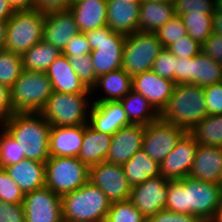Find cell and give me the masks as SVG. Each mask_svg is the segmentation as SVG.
<instances>
[{
	"instance_id": "obj_1",
	"label": "cell",
	"mask_w": 222,
	"mask_h": 222,
	"mask_svg": "<svg viewBox=\"0 0 222 222\" xmlns=\"http://www.w3.org/2000/svg\"><path fill=\"white\" fill-rule=\"evenodd\" d=\"M165 209L200 217L209 222L222 202V186L187 176L167 183Z\"/></svg>"
},
{
	"instance_id": "obj_2",
	"label": "cell",
	"mask_w": 222,
	"mask_h": 222,
	"mask_svg": "<svg viewBox=\"0 0 222 222\" xmlns=\"http://www.w3.org/2000/svg\"><path fill=\"white\" fill-rule=\"evenodd\" d=\"M51 125L40 113H14L5 130L18 142L25 159L45 163L49 159Z\"/></svg>"
},
{
	"instance_id": "obj_3",
	"label": "cell",
	"mask_w": 222,
	"mask_h": 222,
	"mask_svg": "<svg viewBox=\"0 0 222 222\" xmlns=\"http://www.w3.org/2000/svg\"><path fill=\"white\" fill-rule=\"evenodd\" d=\"M206 115L203 86L177 84L159 118L190 132Z\"/></svg>"
},
{
	"instance_id": "obj_4",
	"label": "cell",
	"mask_w": 222,
	"mask_h": 222,
	"mask_svg": "<svg viewBox=\"0 0 222 222\" xmlns=\"http://www.w3.org/2000/svg\"><path fill=\"white\" fill-rule=\"evenodd\" d=\"M61 198L62 217L68 222H105L111 205L104 192L90 181Z\"/></svg>"
},
{
	"instance_id": "obj_5",
	"label": "cell",
	"mask_w": 222,
	"mask_h": 222,
	"mask_svg": "<svg viewBox=\"0 0 222 222\" xmlns=\"http://www.w3.org/2000/svg\"><path fill=\"white\" fill-rule=\"evenodd\" d=\"M53 93L46 72L23 70L10 88L14 113H39Z\"/></svg>"
},
{
	"instance_id": "obj_6",
	"label": "cell",
	"mask_w": 222,
	"mask_h": 222,
	"mask_svg": "<svg viewBox=\"0 0 222 222\" xmlns=\"http://www.w3.org/2000/svg\"><path fill=\"white\" fill-rule=\"evenodd\" d=\"M89 94L91 93L68 94L53 91L39 113L51 126L86 125L89 123L88 112L92 105V102L87 98Z\"/></svg>"
},
{
	"instance_id": "obj_7",
	"label": "cell",
	"mask_w": 222,
	"mask_h": 222,
	"mask_svg": "<svg viewBox=\"0 0 222 222\" xmlns=\"http://www.w3.org/2000/svg\"><path fill=\"white\" fill-rule=\"evenodd\" d=\"M44 21L38 9L15 10L7 20L5 50L22 55L42 41Z\"/></svg>"
},
{
	"instance_id": "obj_8",
	"label": "cell",
	"mask_w": 222,
	"mask_h": 222,
	"mask_svg": "<svg viewBox=\"0 0 222 222\" xmlns=\"http://www.w3.org/2000/svg\"><path fill=\"white\" fill-rule=\"evenodd\" d=\"M90 45V57L96 77L122 68L126 35L113 32L108 26L84 33Z\"/></svg>"
},
{
	"instance_id": "obj_9",
	"label": "cell",
	"mask_w": 222,
	"mask_h": 222,
	"mask_svg": "<svg viewBox=\"0 0 222 222\" xmlns=\"http://www.w3.org/2000/svg\"><path fill=\"white\" fill-rule=\"evenodd\" d=\"M45 172V186L61 197L89 181V167L77 157H49Z\"/></svg>"
},
{
	"instance_id": "obj_10",
	"label": "cell",
	"mask_w": 222,
	"mask_h": 222,
	"mask_svg": "<svg viewBox=\"0 0 222 222\" xmlns=\"http://www.w3.org/2000/svg\"><path fill=\"white\" fill-rule=\"evenodd\" d=\"M163 49L155 33L137 31L126 35L122 69L131 77L150 71L155 58Z\"/></svg>"
},
{
	"instance_id": "obj_11",
	"label": "cell",
	"mask_w": 222,
	"mask_h": 222,
	"mask_svg": "<svg viewBox=\"0 0 222 222\" xmlns=\"http://www.w3.org/2000/svg\"><path fill=\"white\" fill-rule=\"evenodd\" d=\"M186 133L184 128L158 118L145 126L142 149L160 164Z\"/></svg>"
},
{
	"instance_id": "obj_12",
	"label": "cell",
	"mask_w": 222,
	"mask_h": 222,
	"mask_svg": "<svg viewBox=\"0 0 222 222\" xmlns=\"http://www.w3.org/2000/svg\"><path fill=\"white\" fill-rule=\"evenodd\" d=\"M89 181L99 187L111 203L128 200L132 186L122 165L101 162L89 167Z\"/></svg>"
},
{
	"instance_id": "obj_13",
	"label": "cell",
	"mask_w": 222,
	"mask_h": 222,
	"mask_svg": "<svg viewBox=\"0 0 222 222\" xmlns=\"http://www.w3.org/2000/svg\"><path fill=\"white\" fill-rule=\"evenodd\" d=\"M25 222H62V198L48 187L24 194Z\"/></svg>"
},
{
	"instance_id": "obj_14",
	"label": "cell",
	"mask_w": 222,
	"mask_h": 222,
	"mask_svg": "<svg viewBox=\"0 0 222 222\" xmlns=\"http://www.w3.org/2000/svg\"><path fill=\"white\" fill-rule=\"evenodd\" d=\"M168 181L159 175L132 186L129 200L146 219L165 209Z\"/></svg>"
},
{
	"instance_id": "obj_15",
	"label": "cell",
	"mask_w": 222,
	"mask_h": 222,
	"mask_svg": "<svg viewBox=\"0 0 222 222\" xmlns=\"http://www.w3.org/2000/svg\"><path fill=\"white\" fill-rule=\"evenodd\" d=\"M198 145L195 138L187 132L160 163V175L169 180L189 176Z\"/></svg>"
},
{
	"instance_id": "obj_16",
	"label": "cell",
	"mask_w": 222,
	"mask_h": 222,
	"mask_svg": "<svg viewBox=\"0 0 222 222\" xmlns=\"http://www.w3.org/2000/svg\"><path fill=\"white\" fill-rule=\"evenodd\" d=\"M175 85L152 70L132 77V90L143 95L158 114L165 108Z\"/></svg>"
},
{
	"instance_id": "obj_17",
	"label": "cell",
	"mask_w": 222,
	"mask_h": 222,
	"mask_svg": "<svg viewBox=\"0 0 222 222\" xmlns=\"http://www.w3.org/2000/svg\"><path fill=\"white\" fill-rule=\"evenodd\" d=\"M98 132L114 135L122 127L131 125L120 101L92 102L89 123Z\"/></svg>"
},
{
	"instance_id": "obj_18",
	"label": "cell",
	"mask_w": 222,
	"mask_h": 222,
	"mask_svg": "<svg viewBox=\"0 0 222 222\" xmlns=\"http://www.w3.org/2000/svg\"><path fill=\"white\" fill-rule=\"evenodd\" d=\"M145 132V125L131 124L119 129L112 135L111 146L106 162L123 165L140 149Z\"/></svg>"
},
{
	"instance_id": "obj_19",
	"label": "cell",
	"mask_w": 222,
	"mask_h": 222,
	"mask_svg": "<svg viewBox=\"0 0 222 222\" xmlns=\"http://www.w3.org/2000/svg\"><path fill=\"white\" fill-rule=\"evenodd\" d=\"M78 33L79 30L70 9L45 13L43 40L61 52Z\"/></svg>"
},
{
	"instance_id": "obj_20",
	"label": "cell",
	"mask_w": 222,
	"mask_h": 222,
	"mask_svg": "<svg viewBox=\"0 0 222 222\" xmlns=\"http://www.w3.org/2000/svg\"><path fill=\"white\" fill-rule=\"evenodd\" d=\"M140 5L128 0H107V26L123 35L137 32Z\"/></svg>"
},
{
	"instance_id": "obj_21",
	"label": "cell",
	"mask_w": 222,
	"mask_h": 222,
	"mask_svg": "<svg viewBox=\"0 0 222 222\" xmlns=\"http://www.w3.org/2000/svg\"><path fill=\"white\" fill-rule=\"evenodd\" d=\"M189 177L221 184L222 147L198 145Z\"/></svg>"
},
{
	"instance_id": "obj_22",
	"label": "cell",
	"mask_w": 222,
	"mask_h": 222,
	"mask_svg": "<svg viewBox=\"0 0 222 222\" xmlns=\"http://www.w3.org/2000/svg\"><path fill=\"white\" fill-rule=\"evenodd\" d=\"M84 137V125L51 126L49 132L50 157H78Z\"/></svg>"
},
{
	"instance_id": "obj_23",
	"label": "cell",
	"mask_w": 222,
	"mask_h": 222,
	"mask_svg": "<svg viewBox=\"0 0 222 222\" xmlns=\"http://www.w3.org/2000/svg\"><path fill=\"white\" fill-rule=\"evenodd\" d=\"M53 91L62 93H91L72 69L69 58L62 53L46 71Z\"/></svg>"
},
{
	"instance_id": "obj_24",
	"label": "cell",
	"mask_w": 222,
	"mask_h": 222,
	"mask_svg": "<svg viewBox=\"0 0 222 222\" xmlns=\"http://www.w3.org/2000/svg\"><path fill=\"white\" fill-rule=\"evenodd\" d=\"M79 32L107 26V0H78L69 8Z\"/></svg>"
},
{
	"instance_id": "obj_25",
	"label": "cell",
	"mask_w": 222,
	"mask_h": 222,
	"mask_svg": "<svg viewBox=\"0 0 222 222\" xmlns=\"http://www.w3.org/2000/svg\"><path fill=\"white\" fill-rule=\"evenodd\" d=\"M4 169L24 194L45 187L46 172L43 162L24 159Z\"/></svg>"
},
{
	"instance_id": "obj_26",
	"label": "cell",
	"mask_w": 222,
	"mask_h": 222,
	"mask_svg": "<svg viewBox=\"0 0 222 222\" xmlns=\"http://www.w3.org/2000/svg\"><path fill=\"white\" fill-rule=\"evenodd\" d=\"M111 140V135L98 132L89 124L84 125L83 143L77 158L88 167L104 162Z\"/></svg>"
},
{
	"instance_id": "obj_27",
	"label": "cell",
	"mask_w": 222,
	"mask_h": 222,
	"mask_svg": "<svg viewBox=\"0 0 222 222\" xmlns=\"http://www.w3.org/2000/svg\"><path fill=\"white\" fill-rule=\"evenodd\" d=\"M175 15L174 3L142 1L138 31L155 33Z\"/></svg>"
},
{
	"instance_id": "obj_28",
	"label": "cell",
	"mask_w": 222,
	"mask_h": 222,
	"mask_svg": "<svg viewBox=\"0 0 222 222\" xmlns=\"http://www.w3.org/2000/svg\"><path fill=\"white\" fill-rule=\"evenodd\" d=\"M99 87H102L100 90H103L105 96L93 102L119 101L132 90V77L122 68L111 71L97 78L92 92Z\"/></svg>"
},
{
	"instance_id": "obj_29",
	"label": "cell",
	"mask_w": 222,
	"mask_h": 222,
	"mask_svg": "<svg viewBox=\"0 0 222 222\" xmlns=\"http://www.w3.org/2000/svg\"><path fill=\"white\" fill-rule=\"evenodd\" d=\"M122 167L131 186L160 175V164L152 160L143 149L138 150Z\"/></svg>"
},
{
	"instance_id": "obj_30",
	"label": "cell",
	"mask_w": 222,
	"mask_h": 222,
	"mask_svg": "<svg viewBox=\"0 0 222 222\" xmlns=\"http://www.w3.org/2000/svg\"><path fill=\"white\" fill-rule=\"evenodd\" d=\"M62 52L42 40L21 55L23 70L46 72Z\"/></svg>"
},
{
	"instance_id": "obj_31",
	"label": "cell",
	"mask_w": 222,
	"mask_h": 222,
	"mask_svg": "<svg viewBox=\"0 0 222 222\" xmlns=\"http://www.w3.org/2000/svg\"><path fill=\"white\" fill-rule=\"evenodd\" d=\"M132 124L148 125L159 118V114L141 94L131 90L119 100Z\"/></svg>"
},
{
	"instance_id": "obj_32",
	"label": "cell",
	"mask_w": 222,
	"mask_h": 222,
	"mask_svg": "<svg viewBox=\"0 0 222 222\" xmlns=\"http://www.w3.org/2000/svg\"><path fill=\"white\" fill-rule=\"evenodd\" d=\"M222 82V65L202 51L192 57V84L207 86Z\"/></svg>"
},
{
	"instance_id": "obj_33",
	"label": "cell",
	"mask_w": 222,
	"mask_h": 222,
	"mask_svg": "<svg viewBox=\"0 0 222 222\" xmlns=\"http://www.w3.org/2000/svg\"><path fill=\"white\" fill-rule=\"evenodd\" d=\"M189 133L199 145L222 147V115H206Z\"/></svg>"
},
{
	"instance_id": "obj_34",
	"label": "cell",
	"mask_w": 222,
	"mask_h": 222,
	"mask_svg": "<svg viewBox=\"0 0 222 222\" xmlns=\"http://www.w3.org/2000/svg\"><path fill=\"white\" fill-rule=\"evenodd\" d=\"M181 18L187 34L201 45L213 33V14L187 13Z\"/></svg>"
},
{
	"instance_id": "obj_35",
	"label": "cell",
	"mask_w": 222,
	"mask_h": 222,
	"mask_svg": "<svg viewBox=\"0 0 222 222\" xmlns=\"http://www.w3.org/2000/svg\"><path fill=\"white\" fill-rule=\"evenodd\" d=\"M23 71L21 55L0 51V83L11 88Z\"/></svg>"
},
{
	"instance_id": "obj_36",
	"label": "cell",
	"mask_w": 222,
	"mask_h": 222,
	"mask_svg": "<svg viewBox=\"0 0 222 222\" xmlns=\"http://www.w3.org/2000/svg\"><path fill=\"white\" fill-rule=\"evenodd\" d=\"M105 222H146V218L128 199L111 203Z\"/></svg>"
},
{
	"instance_id": "obj_37",
	"label": "cell",
	"mask_w": 222,
	"mask_h": 222,
	"mask_svg": "<svg viewBox=\"0 0 222 222\" xmlns=\"http://www.w3.org/2000/svg\"><path fill=\"white\" fill-rule=\"evenodd\" d=\"M24 159L25 155L21 153L18 142L5 130L0 135V168L17 164Z\"/></svg>"
},
{
	"instance_id": "obj_38",
	"label": "cell",
	"mask_w": 222,
	"mask_h": 222,
	"mask_svg": "<svg viewBox=\"0 0 222 222\" xmlns=\"http://www.w3.org/2000/svg\"><path fill=\"white\" fill-rule=\"evenodd\" d=\"M155 34L162 43L163 48H167L182 36L187 35V30L182 18L179 15H175L155 31Z\"/></svg>"
},
{
	"instance_id": "obj_39",
	"label": "cell",
	"mask_w": 222,
	"mask_h": 222,
	"mask_svg": "<svg viewBox=\"0 0 222 222\" xmlns=\"http://www.w3.org/2000/svg\"><path fill=\"white\" fill-rule=\"evenodd\" d=\"M69 61L80 80L89 90H92L97 82V77L90 54L83 55L77 59L69 58Z\"/></svg>"
},
{
	"instance_id": "obj_40",
	"label": "cell",
	"mask_w": 222,
	"mask_h": 222,
	"mask_svg": "<svg viewBox=\"0 0 222 222\" xmlns=\"http://www.w3.org/2000/svg\"><path fill=\"white\" fill-rule=\"evenodd\" d=\"M23 199L24 193L20 187L4 168H0V200L12 204H22Z\"/></svg>"
},
{
	"instance_id": "obj_41",
	"label": "cell",
	"mask_w": 222,
	"mask_h": 222,
	"mask_svg": "<svg viewBox=\"0 0 222 222\" xmlns=\"http://www.w3.org/2000/svg\"><path fill=\"white\" fill-rule=\"evenodd\" d=\"M176 61L177 57L164 48L155 58L152 71L160 77L174 81L176 84Z\"/></svg>"
},
{
	"instance_id": "obj_42",
	"label": "cell",
	"mask_w": 222,
	"mask_h": 222,
	"mask_svg": "<svg viewBox=\"0 0 222 222\" xmlns=\"http://www.w3.org/2000/svg\"><path fill=\"white\" fill-rule=\"evenodd\" d=\"M215 0H175V14L180 17L187 13L213 14L215 11Z\"/></svg>"
},
{
	"instance_id": "obj_43",
	"label": "cell",
	"mask_w": 222,
	"mask_h": 222,
	"mask_svg": "<svg viewBox=\"0 0 222 222\" xmlns=\"http://www.w3.org/2000/svg\"><path fill=\"white\" fill-rule=\"evenodd\" d=\"M166 49L178 58H190L195 57L202 51V45L187 34L169 45Z\"/></svg>"
},
{
	"instance_id": "obj_44",
	"label": "cell",
	"mask_w": 222,
	"mask_h": 222,
	"mask_svg": "<svg viewBox=\"0 0 222 222\" xmlns=\"http://www.w3.org/2000/svg\"><path fill=\"white\" fill-rule=\"evenodd\" d=\"M207 115H222V82L203 87Z\"/></svg>"
},
{
	"instance_id": "obj_45",
	"label": "cell",
	"mask_w": 222,
	"mask_h": 222,
	"mask_svg": "<svg viewBox=\"0 0 222 222\" xmlns=\"http://www.w3.org/2000/svg\"><path fill=\"white\" fill-rule=\"evenodd\" d=\"M90 53V45L83 32L76 34L62 51L63 55L74 59Z\"/></svg>"
},
{
	"instance_id": "obj_46",
	"label": "cell",
	"mask_w": 222,
	"mask_h": 222,
	"mask_svg": "<svg viewBox=\"0 0 222 222\" xmlns=\"http://www.w3.org/2000/svg\"><path fill=\"white\" fill-rule=\"evenodd\" d=\"M146 222H204L200 217L191 214L175 213L163 209L146 219Z\"/></svg>"
},
{
	"instance_id": "obj_47",
	"label": "cell",
	"mask_w": 222,
	"mask_h": 222,
	"mask_svg": "<svg viewBox=\"0 0 222 222\" xmlns=\"http://www.w3.org/2000/svg\"><path fill=\"white\" fill-rule=\"evenodd\" d=\"M0 222H25L23 204H12L0 200Z\"/></svg>"
},
{
	"instance_id": "obj_48",
	"label": "cell",
	"mask_w": 222,
	"mask_h": 222,
	"mask_svg": "<svg viewBox=\"0 0 222 222\" xmlns=\"http://www.w3.org/2000/svg\"><path fill=\"white\" fill-rule=\"evenodd\" d=\"M202 52L222 65V35L212 33L202 44Z\"/></svg>"
},
{
	"instance_id": "obj_49",
	"label": "cell",
	"mask_w": 222,
	"mask_h": 222,
	"mask_svg": "<svg viewBox=\"0 0 222 222\" xmlns=\"http://www.w3.org/2000/svg\"><path fill=\"white\" fill-rule=\"evenodd\" d=\"M192 84V57L178 58L176 61V85Z\"/></svg>"
},
{
	"instance_id": "obj_50",
	"label": "cell",
	"mask_w": 222,
	"mask_h": 222,
	"mask_svg": "<svg viewBox=\"0 0 222 222\" xmlns=\"http://www.w3.org/2000/svg\"><path fill=\"white\" fill-rule=\"evenodd\" d=\"M71 4V0H35V9L42 13H49L69 9Z\"/></svg>"
},
{
	"instance_id": "obj_51",
	"label": "cell",
	"mask_w": 222,
	"mask_h": 222,
	"mask_svg": "<svg viewBox=\"0 0 222 222\" xmlns=\"http://www.w3.org/2000/svg\"><path fill=\"white\" fill-rule=\"evenodd\" d=\"M14 114L10 101V88L0 83V120L7 121Z\"/></svg>"
},
{
	"instance_id": "obj_52",
	"label": "cell",
	"mask_w": 222,
	"mask_h": 222,
	"mask_svg": "<svg viewBox=\"0 0 222 222\" xmlns=\"http://www.w3.org/2000/svg\"><path fill=\"white\" fill-rule=\"evenodd\" d=\"M14 10L35 9V0H8Z\"/></svg>"
},
{
	"instance_id": "obj_53",
	"label": "cell",
	"mask_w": 222,
	"mask_h": 222,
	"mask_svg": "<svg viewBox=\"0 0 222 222\" xmlns=\"http://www.w3.org/2000/svg\"><path fill=\"white\" fill-rule=\"evenodd\" d=\"M14 11L8 0H0V20L7 21L14 14Z\"/></svg>"
},
{
	"instance_id": "obj_54",
	"label": "cell",
	"mask_w": 222,
	"mask_h": 222,
	"mask_svg": "<svg viewBox=\"0 0 222 222\" xmlns=\"http://www.w3.org/2000/svg\"><path fill=\"white\" fill-rule=\"evenodd\" d=\"M213 33L222 35V11L213 13Z\"/></svg>"
},
{
	"instance_id": "obj_55",
	"label": "cell",
	"mask_w": 222,
	"mask_h": 222,
	"mask_svg": "<svg viewBox=\"0 0 222 222\" xmlns=\"http://www.w3.org/2000/svg\"><path fill=\"white\" fill-rule=\"evenodd\" d=\"M7 21L0 20V51L5 50Z\"/></svg>"
},
{
	"instance_id": "obj_56",
	"label": "cell",
	"mask_w": 222,
	"mask_h": 222,
	"mask_svg": "<svg viewBox=\"0 0 222 222\" xmlns=\"http://www.w3.org/2000/svg\"><path fill=\"white\" fill-rule=\"evenodd\" d=\"M209 222H222V202L220 206L216 209L213 218Z\"/></svg>"
},
{
	"instance_id": "obj_57",
	"label": "cell",
	"mask_w": 222,
	"mask_h": 222,
	"mask_svg": "<svg viewBox=\"0 0 222 222\" xmlns=\"http://www.w3.org/2000/svg\"><path fill=\"white\" fill-rule=\"evenodd\" d=\"M215 11H222V0H215Z\"/></svg>"
},
{
	"instance_id": "obj_58",
	"label": "cell",
	"mask_w": 222,
	"mask_h": 222,
	"mask_svg": "<svg viewBox=\"0 0 222 222\" xmlns=\"http://www.w3.org/2000/svg\"><path fill=\"white\" fill-rule=\"evenodd\" d=\"M0 135L5 131V121L0 120Z\"/></svg>"
},
{
	"instance_id": "obj_59",
	"label": "cell",
	"mask_w": 222,
	"mask_h": 222,
	"mask_svg": "<svg viewBox=\"0 0 222 222\" xmlns=\"http://www.w3.org/2000/svg\"><path fill=\"white\" fill-rule=\"evenodd\" d=\"M143 1H155V2L174 3L175 0H143Z\"/></svg>"
},
{
	"instance_id": "obj_60",
	"label": "cell",
	"mask_w": 222,
	"mask_h": 222,
	"mask_svg": "<svg viewBox=\"0 0 222 222\" xmlns=\"http://www.w3.org/2000/svg\"><path fill=\"white\" fill-rule=\"evenodd\" d=\"M130 2H136V3H141L143 0H128Z\"/></svg>"
}]
</instances>
